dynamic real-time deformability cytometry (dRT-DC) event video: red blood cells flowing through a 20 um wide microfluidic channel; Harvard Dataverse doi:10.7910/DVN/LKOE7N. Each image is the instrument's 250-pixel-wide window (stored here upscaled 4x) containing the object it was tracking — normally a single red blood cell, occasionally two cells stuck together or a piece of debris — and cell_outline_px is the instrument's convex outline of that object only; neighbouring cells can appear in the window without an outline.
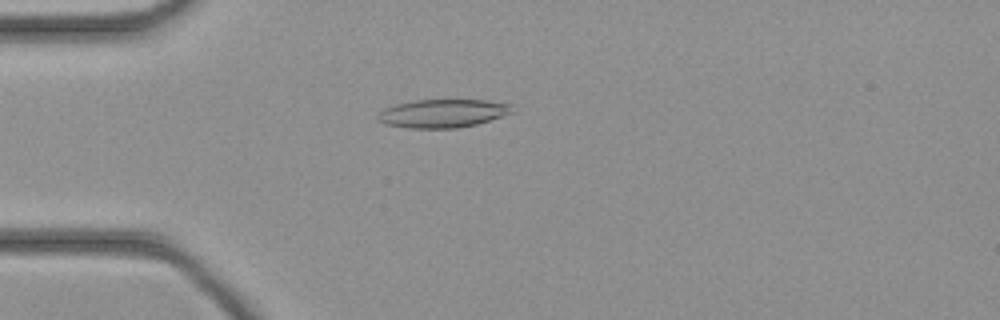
{"species": "common noctule bat (a hibernating species)", "species_latin": "Nyctalus noctula", "temperature_condition": "cold", "stored_images_in_passage": 40, "camera_frame_rate_fps": 3000, "um_per_image_px": 0.085, "animal": {"sex": "female", "body_mass_g": 21.9}, "frame": {"image": 1, "passage_image": 7, "time_ms": 2.0, "image_size_px": [1000, 320], "cell_outline_px": [[516, 112], [476, 124], [456, 128], [408, 128], [384, 124], [376, 120], [376, 116], [384, 108], [396, 104], [416, 100], [488, 100], [512, 104]], "centroid_in_image_um": [37.65, 9.63], "position_along_channel_um": 47.4, "area_um2": 22.37}}
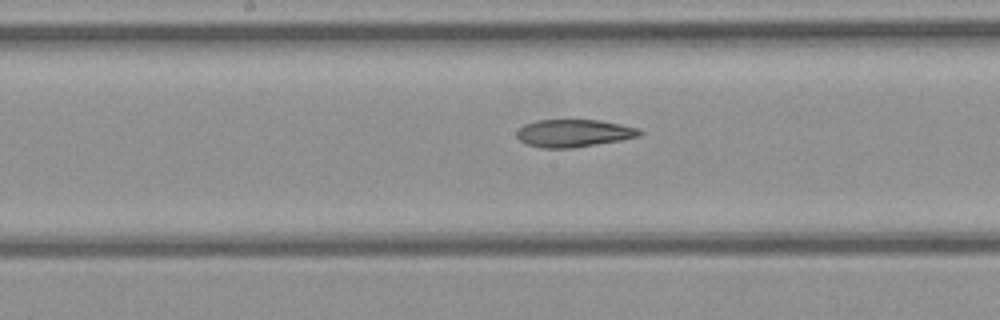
{"frame": {"image": 2, "passage_image": 18, "time_ms": 5.667, "image_size_px": [1000, 320], "cell_outline_px": [[644, 132], [640, 136], [620, 140], [572, 148], [540, 148], [528, 144], [520, 140], [516, 136], [516, 132], [524, 124], [536, 120], [600, 120], [640, 128]], "centroid_in_image_um": [48.78, 11.31], "position_along_channel_um": 199.4, "area_um2": 19.77}}
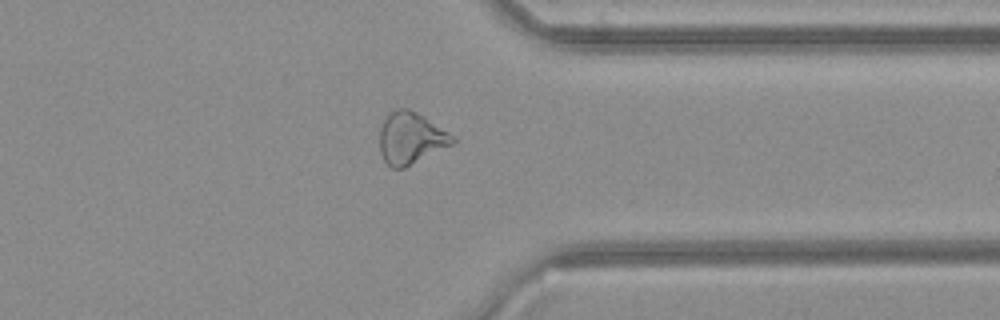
{"frame": {"image": 3, "passage_image": 30, "time_ms": 9.667, "image_size_px": [1000, 320], "cell_outline_px": [[456, 140], [452, 144], [404, 168], [392, 168], [384, 160], [380, 152], [380, 128], [384, 116], [388, 112], [396, 108], [408, 108], [424, 116], [448, 132]], "centroid_in_image_um": [34.87, 11.71], "position_along_channel_um": 376.5, "area_um2": 21.91}}